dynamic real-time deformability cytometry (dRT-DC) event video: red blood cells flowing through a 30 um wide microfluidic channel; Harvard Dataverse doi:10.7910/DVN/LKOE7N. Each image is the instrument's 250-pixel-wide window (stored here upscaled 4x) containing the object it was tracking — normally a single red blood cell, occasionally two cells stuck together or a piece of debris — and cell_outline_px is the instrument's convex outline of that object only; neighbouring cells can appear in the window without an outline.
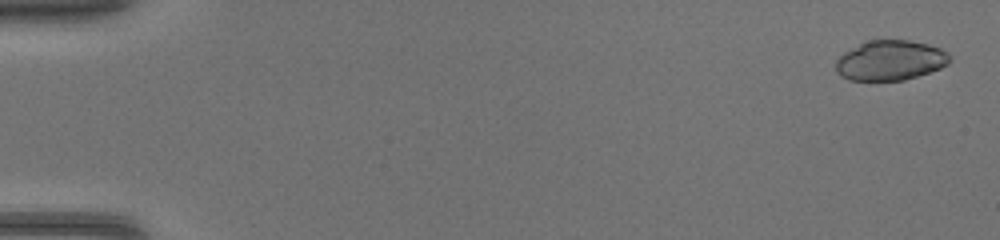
{"species": "common noctule bat (a hibernating species)", "species_latin": "Nyctalus noctula", "temperature_condition": "warm", "stored_images_in_passage": 46, "camera_frame_rate_fps": 3000, "um_per_image_px": 0.085, "animal": {"sex": "female", "body_mass_g": 17.0, "forearm_length_mm": 48.0}, "frame": {"image": 1, "passage_image": 2, "time_ms": 0.333, "image_size_px": [1000, 240], "cell_outline_px": [[952, 60], [948, 64], [940, 68], [904, 80], [848, 80], [840, 76], [836, 72], [836, 60], [844, 52], [868, 40], [908, 40], [928, 44], [940, 48], [948, 52]], "centroid_in_image_um": [75.68, 5.13], "position_along_channel_um": 9.3, "area_um2": 26.53}}
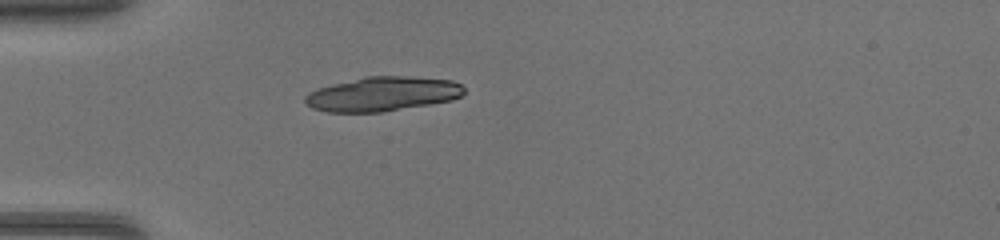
{"frame": {"image": 2, "passage_image": 15, "time_ms": 4.667, "image_size_px": [1000, 240], "cell_outline_px": [[464, 92], [460, 96], [452, 100], [380, 112], [328, 112], [312, 108], [304, 104], [304, 96], [308, 92], [316, 88], [364, 76], [404, 76], [452, 80], [460, 84], [464, 88]], "centroid_in_image_um": [32.45, 7.98], "position_along_channel_um": 52.5, "area_um2": 31.85}}